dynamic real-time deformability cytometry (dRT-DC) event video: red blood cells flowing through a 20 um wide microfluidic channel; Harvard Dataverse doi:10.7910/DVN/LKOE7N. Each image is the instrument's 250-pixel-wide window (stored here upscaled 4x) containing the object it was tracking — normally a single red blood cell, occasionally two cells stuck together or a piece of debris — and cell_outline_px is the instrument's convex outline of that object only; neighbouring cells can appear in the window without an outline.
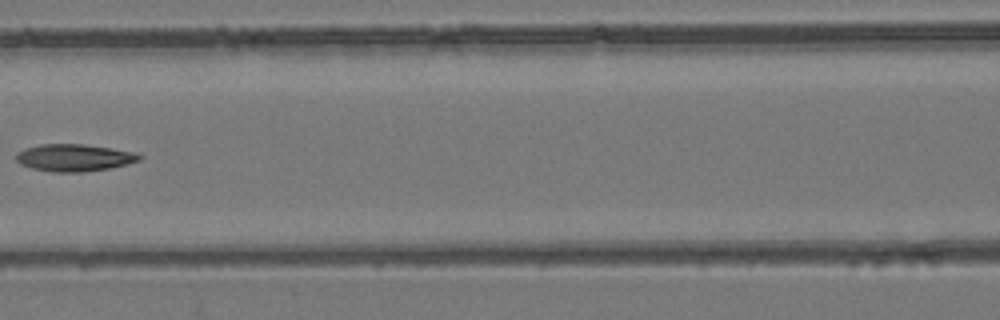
{"species": "common noctule bat (a hibernating species)", "species_latin": "Nyctalus noctula", "temperature_condition": "room temperature", "stored_images_in_passage": 7, "camera_frame_rate_fps": 3000, "um_per_image_px": 0.085, "animal": {"sex": "female", "body_mass_g": 24.6, "forearm_length_mm": 56.2}, "frame": {"image": 1, "passage_image": 5, "time_ms": 1.333, "image_size_px": [1000, 320], "cell_outline_px": [[144, 156], [140, 160], [128, 164], [108, 168], [84, 172], [52, 172], [32, 168], [20, 164], [16, 160], [16, 156], [24, 148], [40, 144], [84, 144], [112, 148], [132, 152]], "centroid_in_image_um": [6.31, 13.4], "position_along_channel_um": 160.3, "area_um2": 19.48}}
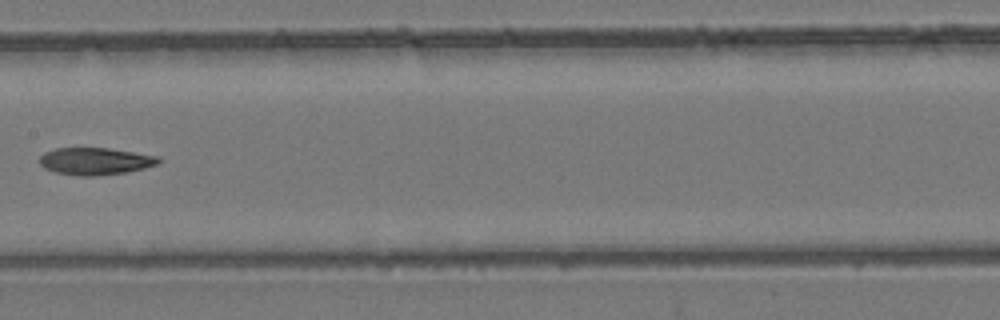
{"frame": {"image": 2, "passage_image": 6, "time_ms": 1.667, "image_size_px": [1000, 320], "cell_outline_px": [[160, 160], [156, 164], [144, 168], [124, 172], [96, 176], [76, 176], [56, 172], [44, 168], [40, 164], [40, 156], [44, 152], [56, 148], [108, 148], [160, 156]], "centroid_in_image_um": [8.07, 13.7], "position_along_channel_um": 199.3, "area_um2": 18.79}}
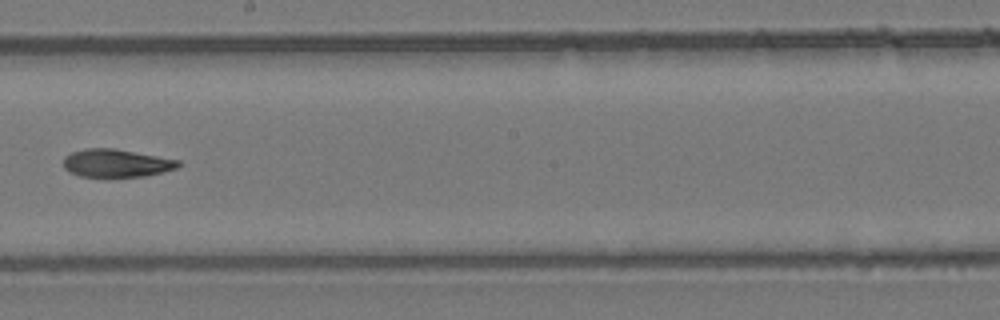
{"frame": {"image": 3, "passage_image": 7, "time_ms": 2.0, "image_size_px": [1000, 320], "cell_outline_px": [[184, 164], [176, 168], [144, 176], [80, 176], [68, 172], [64, 168], [64, 156], [72, 152], [84, 148], [116, 148], [180, 160]], "centroid_in_image_um": [9.89, 13.85], "position_along_channel_um": 238.3, "area_um2": 18.73}}